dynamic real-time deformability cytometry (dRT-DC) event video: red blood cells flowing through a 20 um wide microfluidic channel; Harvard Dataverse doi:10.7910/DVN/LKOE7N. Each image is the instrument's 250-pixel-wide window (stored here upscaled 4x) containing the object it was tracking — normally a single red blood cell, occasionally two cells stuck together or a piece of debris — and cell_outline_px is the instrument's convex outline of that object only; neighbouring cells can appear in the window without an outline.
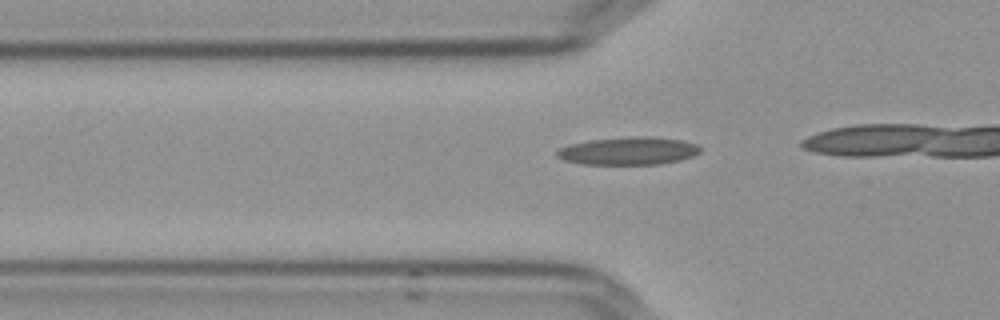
{"species": "Egyptian fruit bat (a non-hibernating species)", "species_latin": "Rousettus aegyptiacus", "temperature_condition": "cold", "stored_images_in_passage": 9, "camera_frame_rate_fps": 3000, "um_per_image_px": 0.085, "frame": {"image": 1, "passage_image": 4, "time_ms": 1.0, "image_size_px": [1000, 320], "cell_outline_px": [[700, 152], [692, 156], [680, 160], [660, 164], [580, 164], [564, 160], [556, 156], [556, 152], [560, 148], [568, 144], [588, 140], [636, 136], [652, 136], [684, 140], [696, 144], [700, 148]], "centroid_in_image_um": [53.4, 12.82], "position_along_channel_um": 72.4, "area_um2": 23.35}}
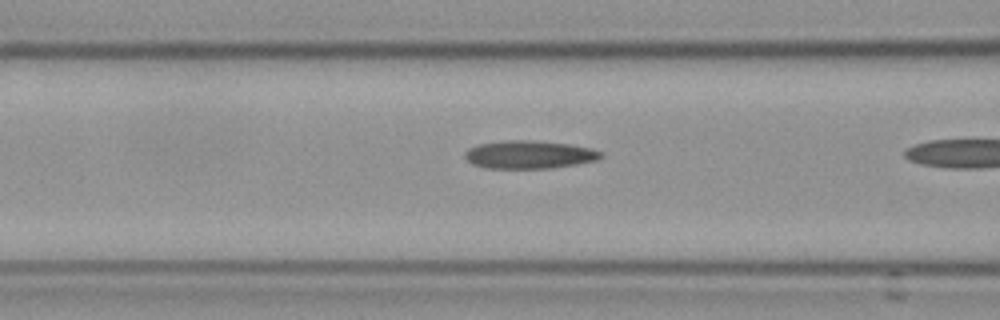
{"frame": {"image": 2, "passage_image": 8, "time_ms": 2.333, "image_size_px": [1000, 320], "cell_outline_px": [[604, 156], [596, 160], [576, 164], [552, 168], [484, 168], [472, 164], [464, 156], [464, 152], [468, 148], [480, 144], [508, 140], [528, 140], [568, 144], [592, 148], [604, 152]], "centroid_in_image_um": [45.0, 13.14], "position_along_channel_um": 121.6, "area_um2": 22.2}}